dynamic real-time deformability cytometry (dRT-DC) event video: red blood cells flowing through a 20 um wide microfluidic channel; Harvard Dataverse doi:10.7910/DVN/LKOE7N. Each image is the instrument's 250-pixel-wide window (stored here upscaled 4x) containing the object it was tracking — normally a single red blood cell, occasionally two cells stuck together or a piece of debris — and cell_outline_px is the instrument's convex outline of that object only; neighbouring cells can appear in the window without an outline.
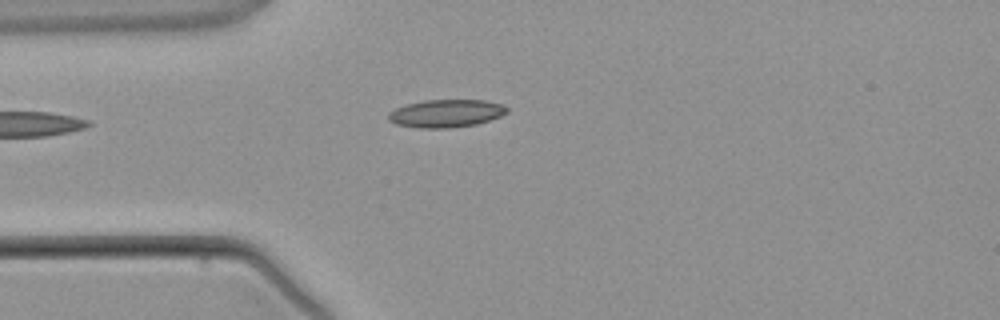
{"species": "common noctule bat (a hibernating species)", "species_latin": "Nyctalus noctula", "temperature_condition": "warm", "stored_images_in_passage": 3, "camera_frame_rate_fps": 3000, "um_per_image_px": 0.085, "animal": {"sex": "male", "body_mass_g": 21.5, "forearm_length_mm": 52.0}, "frame": {"image": 1, "passage_image": 3, "time_ms": 2.333, "image_size_px": [1000, 320], "cell_outline_px": [[508, 112], [500, 116], [476, 124], [448, 128], [420, 128], [396, 124], [388, 120], [388, 112], [396, 108], [408, 104], [424, 100], [484, 100], [504, 104], [508, 108]], "centroid_in_image_um": [37.92, 9.63], "position_along_channel_um": 47.1, "area_um2": 19.19}}